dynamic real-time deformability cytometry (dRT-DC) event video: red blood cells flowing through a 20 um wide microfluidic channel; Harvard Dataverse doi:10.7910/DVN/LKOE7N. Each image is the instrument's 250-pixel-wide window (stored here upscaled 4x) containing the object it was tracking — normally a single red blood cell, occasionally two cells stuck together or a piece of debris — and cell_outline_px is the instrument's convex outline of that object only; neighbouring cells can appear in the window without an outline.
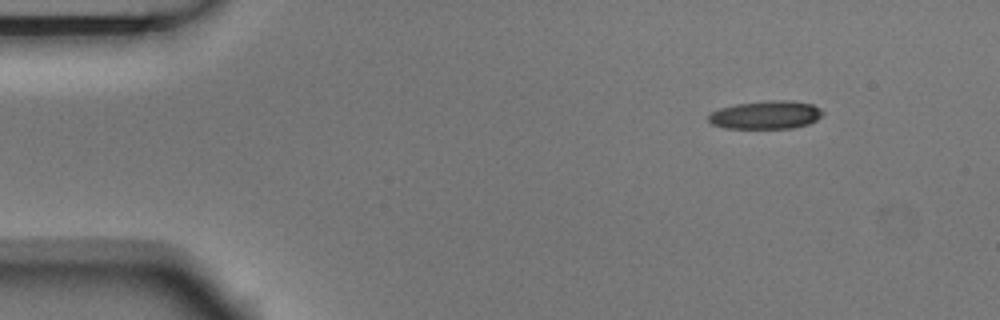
{"species": "Egyptian fruit bat (a non-hibernating species)", "species_latin": "Rousettus aegyptiacus", "temperature_condition": "room temperature", "stored_images_in_passage": 5, "camera_frame_rate_fps": 3000, "um_per_image_px": 0.085, "animal": {"sex": "male"}, "frame": {"image": 1, "passage_image": 1, "time_ms": 0.0, "image_size_px": [1000, 320], "cell_outline_px": [[824, 112], [816, 120], [808, 124], [792, 128], [724, 128], [712, 124], [708, 120], [708, 116], [712, 112], [720, 108], [736, 104], [772, 100], [788, 100], [812, 104], [820, 108]], "centroid_in_image_um": [65.1, 9.77], "position_along_channel_um": 19.9, "area_um2": 18.67}}
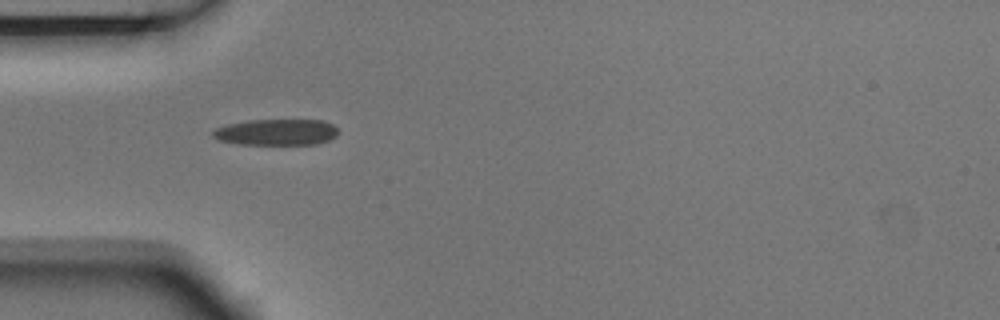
{"frame": {"image": 2, "passage_image": 4, "time_ms": 1.0, "image_size_px": [1000, 320], "cell_outline_px": [[336, 136], [328, 140], [316, 144], [236, 144], [220, 140], [212, 136], [212, 132], [216, 128], [228, 124], [248, 120], [324, 120], [332, 124], [336, 128]], "centroid_in_image_um": [23.48, 11.23], "position_along_channel_um": 61.5, "area_um2": 19.02}}
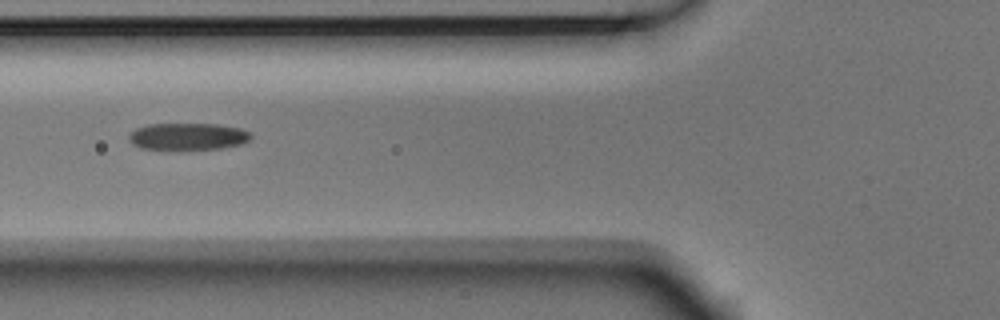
{"frame": {"image": 3, "passage_image": 5, "time_ms": 1.333, "image_size_px": [1000, 320], "cell_outline_px": [[252, 136], [248, 140], [240, 144], [220, 148], [188, 152], [140, 148], [132, 144], [128, 140], [128, 136], [136, 128], [148, 124], [220, 124], [240, 128], [248, 132]], "centroid_in_image_um": [15.92, 11.64], "position_along_channel_um": 109.9, "area_um2": 19.88}}